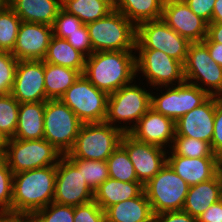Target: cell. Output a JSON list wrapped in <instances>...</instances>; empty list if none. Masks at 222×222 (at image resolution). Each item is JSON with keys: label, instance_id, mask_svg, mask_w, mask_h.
Listing matches in <instances>:
<instances>
[{"label": "cell", "instance_id": "6da1fadb", "mask_svg": "<svg viewBox=\"0 0 222 222\" xmlns=\"http://www.w3.org/2000/svg\"><path fill=\"white\" fill-rule=\"evenodd\" d=\"M56 165L13 174L12 217L29 218L53 202Z\"/></svg>", "mask_w": 222, "mask_h": 222}, {"label": "cell", "instance_id": "7a4b0ae2", "mask_svg": "<svg viewBox=\"0 0 222 222\" xmlns=\"http://www.w3.org/2000/svg\"><path fill=\"white\" fill-rule=\"evenodd\" d=\"M135 54V50L94 52L86 57L83 74L109 95L136 78Z\"/></svg>", "mask_w": 222, "mask_h": 222}, {"label": "cell", "instance_id": "3957f363", "mask_svg": "<svg viewBox=\"0 0 222 222\" xmlns=\"http://www.w3.org/2000/svg\"><path fill=\"white\" fill-rule=\"evenodd\" d=\"M140 81L142 82L136 83L135 78L130 84L108 95L105 122L120 129L123 133H129L151 108L152 89L149 87L147 90L144 87L145 84L140 85L143 80Z\"/></svg>", "mask_w": 222, "mask_h": 222}, {"label": "cell", "instance_id": "277c9868", "mask_svg": "<svg viewBox=\"0 0 222 222\" xmlns=\"http://www.w3.org/2000/svg\"><path fill=\"white\" fill-rule=\"evenodd\" d=\"M94 52L135 50L137 27L115 9L86 24Z\"/></svg>", "mask_w": 222, "mask_h": 222}, {"label": "cell", "instance_id": "5b68a950", "mask_svg": "<svg viewBox=\"0 0 222 222\" xmlns=\"http://www.w3.org/2000/svg\"><path fill=\"white\" fill-rule=\"evenodd\" d=\"M123 132L107 122L83 123L67 159L107 161L120 145Z\"/></svg>", "mask_w": 222, "mask_h": 222}, {"label": "cell", "instance_id": "8992f818", "mask_svg": "<svg viewBox=\"0 0 222 222\" xmlns=\"http://www.w3.org/2000/svg\"><path fill=\"white\" fill-rule=\"evenodd\" d=\"M6 163L13 174L57 165L63 154L47 140H21L9 138L5 141Z\"/></svg>", "mask_w": 222, "mask_h": 222}, {"label": "cell", "instance_id": "52a82bcc", "mask_svg": "<svg viewBox=\"0 0 222 222\" xmlns=\"http://www.w3.org/2000/svg\"><path fill=\"white\" fill-rule=\"evenodd\" d=\"M83 122L60 99H48L44 111V136L63 155L74 146Z\"/></svg>", "mask_w": 222, "mask_h": 222}, {"label": "cell", "instance_id": "ba28073f", "mask_svg": "<svg viewBox=\"0 0 222 222\" xmlns=\"http://www.w3.org/2000/svg\"><path fill=\"white\" fill-rule=\"evenodd\" d=\"M135 53L136 76L141 73L147 87L174 86L185 82L182 62L160 50L135 49Z\"/></svg>", "mask_w": 222, "mask_h": 222}, {"label": "cell", "instance_id": "9c48e42d", "mask_svg": "<svg viewBox=\"0 0 222 222\" xmlns=\"http://www.w3.org/2000/svg\"><path fill=\"white\" fill-rule=\"evenodd\" d=\"M189 185L166 163L165 166L144 185L153 214L183 209Z\"/></svg>", "mask_w": 222, "mask_h": 222}, {"label": "cell", "instance_id": "30bf717a", "mask_svg": "<svg viewBox=\"0 0 222 222\" xmlns=\"http://www.w3.org/2000/svg\"><path fill=\"white\" fill-rule=\"evenodd\" d=\"M83 123L105 122L108 94L97 89L84 74L60 97Z\"/></svg>", "mask_w": 222, "mask_h": 222}, {"label": "cell", "instance_id": "8fae6325", "mask_svg": "<svg viewBox=\"0 0 222 222\" xmlns=\"http://www.w3.org/2000/svg\"><path fill=\"white\" fill-rule=\"evenodd\" d=\"M153 89L161 94L159 92L155 94L152 90L151 108L174 121H177L193 108L201 106L211 97L198 86L186 81L174 86ZM164 90L165 92H163Z\"/></svg>", "mask_w": 222, "mask_h": 222}, {"label": "cell", "instance_id": "7c38bea8", "mask_svg": "<svg viewBox=\"0 0 222 222\" xmlns=\"http://www.w3.org/2000/svg\"><path fill=\"white\" fill-rule=\"evenodd\" d=\"M183 66L186 82L210 96L222 97V67L211 58L202 42L190 43Z\"/></svg>", "mask_w": 222, "mask_h": 222}, {"label": "cell", "instance_id": "4fadbf2b", "mask_svg": "<svg viewBox=\"0 0 222 222\" xmlns=\"http://www.w3.org/2000/svg\"><path fill=\"white\" fill-rule=\"evenodd\" d=\"M190 42L169 27L161 18L137 26L135 49H154L184 64Z\"/></svg>", "mask_w": 222, "mask_h": 222}, {"label": "cell", "instance_id": "5bb4252c", "mask_svg": "<svg viewBox=\"0 0 222 222\" xmlns=\"http://www.w3.org/2000/svg\"><path fill=\"white\" fill-rule=\"evenodd\" d=\"M94 191L79 171L64 155L56 165L55 194L53 202L78 206L93 201Z\"/></svg>", "mask_w": 222, "mask_h": 222}, {"label": "cell", "instance_id": "9a60e30c", "mask_svg": "<svg viewBox=\"0 0 222 222\" xmlns=\"http://www.w3.org/2000/svg\"><path fill=\"white\" fill-rule=\"evenodd\" d=\"M120 145L126 150L139 182L144 186L167 163L168 150L136 140L124 133Z\"/></svg>", "mask_w": 222, "mask_h": 222}, {"label": "cell", "instance_id": "2e32d148", "mask_svg": "<svg viewBox=\"0 0 222 222\" xmlns=\"http://www.w3.org/2000/svg\"><path fill=\"white\" fill-rule=\"evenodd\" d=\"M11 95L20 104L48 100L44 86L43 60L18 61Z\"/></svg>", "mask_w": 222, "mask_h": 222}, {"label": "cell", "instance_id": "e0dca14e", "mask_svg": "<svg viewBox=\"0 0 222 222\" xmlns=\"http://www.w3.org/2000/svg\"><path fill=\"white\" fill-rule=\"evenodd\" d=\"M53 27L42 23L21 22L12 55L19 60H43Z\"/></svg>", "mask_w": 222, "mask_h": 222}, {"label": "cell", "instance_id": "ac0fdd59", "mask_svg": "<svg viewBox=\"0 0 222 222\" xmlns=\"http://www.w3.org/2000/svg\"><path fill=\"white\" fill-rule=\"evenodd\" d=\"M161 19L190 43L202 42L207 37L208 23L184 2H164Z\"/></svg>", "mask_w": 222, "mask_h": 222}, {"label": "cell", "instance_id": "d6986e66", "mask_svg": "<svg viewBox=\"0 0 222 222\" xmlns=\"http://www.w3.org/2000/svg\"><path fill=\"white\" fill-rule=\"evenodd\" d=\"M136 140L170 150L176 134L175 121L150 108L129 132Z\"/></svg>", "mask_w": 222, "mask_h": 222}, {"label": "cell", "instance_id": "ffe728a7", "mask_svg": "<svg viewBox=\"0 0 222 222\" xmlns=\"http://www.w3.org/2000/svg\"><path fill=\"white\" fill-rule=\"evenodd\" d=\"M215 96L175 121V136L191 137L211 144L214 131Z\"/></svg>", "mask_w": 222, "mask_h": 222}, {"label": "cell", "instance_id": "44dd1931", "mask_svg": "<svg viewBox=\"0 0 222 222\" xmlns=\"http://www.w3.org/2000/svg\"><path fill=\"white\" fill-rule=\"evenodd\" d=\"M218 157L188 158L176 155L171 149L167 153V164L189 186L206 182L215 177Z\"/></svg>", "mask_w": 222, "mask_h": 222}, {"label": "cell", "instance_id": "7402d4cb", "mask_svg": "<svg viewBox=\"0 0 222 222\" xmlns=\"http://www.w3.org/2000/svg\"><path fill=\"white\" fill-rule=\"evenodd\" d=\"M8 6L22 22L53 26L62 8V0H8Z\"/></svg>", "mask_w": 222, "mask_h": 222}, {"label": "cell", "instance_id": "603a6c76", "mask_svg": "<svg viewBox=\"0 0 222 222\" xmlns=\"http://www.w3.org/2000/svg\"><path fill=\"white\" fill-rule=\"evenodd\" d=\"M106 222H153L154 214L145 191L105 210Z\"/></svg>", "mask_w": 222, "mask_h": 222}, {"label": "cell", "instance_id": "cb8c5ba5", "mask_svg": "<svg viewBox=\"0 0 222 222\" xmlns=\"http://www.w3.org/2000/svg\"><path fill=\"white\" fill-rule=\"evenodd\" d=\"M144 186L139 181L122 182L116 179H106L94 190L93 200L105 211L108 207L139 196Z\"/></svg>", "mask_w": 222, "mask_h": 222}, {"label": "cell", "instance_id": "d4e9b609", "mask_svg": "<svg viewBox=\"0 0 222 222\" xmlns=\"http://www.w3.org/2000/svg\"><path fill=\"white\" fill-rule=\"evenodd\" d=\"M45 102L21 103L18 123L13 138L21 140L43 139Z\"/></svg>", "mask_w": 222, "mask_h": 222}, {"label": "cell", "instance_id": "484cf974", "mask_svg": "<svg viewBox=\"0 0 222 222\" xmlns=\"http://www.w3.org/2000/svg\"><path fill=\"white\" fill-rule=\"evenodd\" d=\"M221 199L219 182L215 176L209 181L189 186L182 210L198 218L208 207Z\"/></svg>", "mask_w": 222, "mask_h": 222}, {"label": "cell", "instance_id": "4316f807", "mask_svg": "<svg viewBox=\"0 0 222 222\" xmlns=\"http://www.w3.org/2000/svg\"><path fill=\"white\" fill-rule=\"evenodd\" d=\"M164 0H114V9L121 12L136 27L162 17Z\"/></svg>", "mask_w": 222, "mask_h": 222}, {"label": "cell", "instance_id": "83f0119b", "mask_svg": "<svg viewBox=\"0 0 222 222\" xmlns=\"http://www.w3.org/2000/svg\"><path fill=\"white\" fill-rule=\"evenodd\" d=\"M86 57L76 50L66 39L52 36L49 42L44 62L78 70L81 74L85 70Z\"/></svg>", "mask_w": 222, "mask_h": 222}, {"label": "cell", "instance_id": "f1b7e54d", "mask_svg": "<svg viewBox=\"0 0 222 222\" xmlns=\"http://www.w3.org/2000/svg\"><path fill=\"white\" fill-rule=\"evenodd\" d=\"M78 70L44 62V86L47 99H60L79 78Z\"/></svg>", "mask_w": 222, "mask_h": 222}, {"label": "cell", "instance_id": "f546056e", "mask_svg": "<svg viewBox=\"0 0 222 222\" xmlns=\"http://www.w3.org/2000/svg\"><path fill=\"white\" fill-rule=\"evenodd\" d=\"M62 8L86 25L113 11L114 0H62Z\"/></svg>", "mask_w": 222, "mask_h": 222}, {"label": "cell", "instance_id": "4dcf8cb0", "mask_svg": "<svg viewBox=\"0 0 222 222\" xmlns=\"http://www.w3.org/2000/svg\"><path fill=\"white\" fill-rule=\"evenodd\" d=\"M109 177L122 182L139 181L126 150L119 145L107 159Z\"/></svg>", "mask_w": 222, "mask_h": 222}, {"label": "cell", "instance_id": "1f68e13d", "mask_svg": "<svg viewBox=\"0 0 222 222\" xmlns=\"http://www.w3.org/2000/svg\"><path fill=\"white\" fill-rule=\"evenodd\" d=\"M21 22L9 6L0 11V51L12 53Z\"/></svg>", "mask_w": 222, "mask_h": 222}, {"label": "cell", "instance_id": "d6a6232c", "mask_svg": "<svg viewBox=\"0 0 222 222\" xmlns=\"http://www.w3.org/2000/svg\"><path fill=\"white\" fill-rule=\"evenodd\" d=\"M20 103L11 95H0V134L6 140L13 138L18 123Z\"/></svg>", "mask_w": 222, "mask_h": 222}, {"label": "cell", "instance_id": "836d02e7", "mask_svg": "<svg viewBox=\"0 0 222 222\" xmlns=\"http://www.w3.org/2000/svg\"><path fill=\"white\" fill-rule=\"evenodd\" d=\"M170 149L176 155L188 158L219 157L213 152L210 143L191 137L175 136Z\"/></svg>", "mask_w": 222, "mask_h": 222}, {"label": "cell", "instance_id": "e575fe53", "mask_svg": "<svg viewBox=\"0 0 222 222\" xmlns=\"http://www.w3.org/2000/svg\"><path fill=\"white\" fill-rule=\"evenodd\" d=\"M68 160L79 171H82V176L93 191L109 178L108 164L106 161L85 159Z\"/></svg>", "mask_w": 222, "mask_h": 222}, {"label": "cell", "instance_id": "d590c367", "mask_svg": "<svg viewBox=\"0 0 222 222\" xmlns=\"http://www.w3.org/2000/svg\"><path fill=\"white\" fill-rule=\"evenodd\" d=\"M29 219L31 222H74V206L52 202L36 211Z\"/></svg>", "mask_w": 222, "mask_h": 222}, {"label": "cell", "instance_id": "8d00e7d4", "mask_svg": "<svg viewBox=\"0 0 222 222\" xmlns=\"http://www.w3.org/2000/svg\"><path fill=\"white\" fill-rule=\"evenodd\" d=\"M13 172L5 163L0 168V217H12Z\"/></svg>", "mask_w": 222, "mask_h": 222}, {"label": "cell", "instance_id": "74e56055", "mask_svg": "<svg viewBox=\"0 0 222 222\" xmlns=\"http://www.w3.org/2000/svg\"><path fill=\"white\" fill-rule=\"evenodd\" d=\"M17 63L10 52L0 51V95L11 94Z\"/></svg>", "mask_w": 222, "mask_h": 222}, {"label": "cell", "instance_id": "f35d334b", "mask_svg": "<svg viewBox=\"0 0 222 222\" xmlns=\"http://www.w3.org/2000/svg\"><path fill=\"white\" fill-rule=\"evenodd\" d=\"M83 25L78 17L61 8L52 26L53 35L66 39L71 33H74Z\"/></svg>", "mask_w": 222, "mask_h": 222}, {"label": "cell", "instance_id": "ab89813d", "mask_svg": "<svg viewBox=\"0 0 222 222\" xmlns=\"http://www.w3.org/2000/svg\"><path fill=\"white\" fill-rule=\"evenodd\" d=\"M74 222H106L105 211L94 200L74 206Z\"/></svg>", "mask_w": 222, "mask_h": 222}, {"label": "cell", "instance_id": "60d3db41", "mask_svg": "<svg viewBox=\"0 0 222 222\" xmlns=\"http://www.w3.org/2000/svg\"><path fill=\"white\" fill-rule=\"evenodd\" d=\"M66 40L85 57H89L93 53L89 32L85 24L71 33Z\"/></svg>", "mask_w": 222, "mask_h": 222}, {"label": "cell", "instance_id": "b9f144b4", "mask_svg": "<svg viewBox=\"0 0 222 222\" xmlns=\"http://www.w3.org/2000/svg\"><path fill=\"white\" fill-rule=\"evenodd\" d=\"M214 131L211 141L213 152L222 156V97L215 96Z\"/></svg>", "mask_w": 222, "mask_h": 222}, {"label": "cell", "instance_id": "7bdbcfd3", "mask_svg": "<svg viewBox=\"0 0 222 222\" xmlns=\"http://www.w3.org/2000/svg\"><path fill=\"white\" fill-rule=\"evenodd\" d=\"M216 0H187L185 3L200 18L208 24L212 23V14Z\"/></svg>", "mask_w": 222, "mask_h": 222}, {"label": "cell", "instance_id": "ee69618b", "mask_svg": "<svg viewBox=\"0 0 222 222\" xmlns=\"http://www.w3.org/2000/svg\"><path fill=\"white\" fill-rule=\"evenodd\" d=\"M153 222H197V218L179 210L155 214Z\"/></svg>", "mask_w": 222, "mask_h": 222}, {"label": "cell", "instance_id": "f6af8a7d", "mask_svg": "<svg viewBox=\"0 0 222 222\" xmlns=\"http://www.w3.org/2000/svg\"><path fill=\"white\" fill-rule=\"evenodd\" d=\"M197 222H222V199L208 207L197 218Z\"/></svg>", "mask_w": 222, "mask_h": 222}, {"label": "cell", "instance_id": "bcb514c9", "mask_svg": "<svg viewBox=\"0 0 222 222\" xmlns=\"http://www.w3.org/2000/svg\"><path fill=\"white\" fill-rule=\"evenodd\" d=\"M202 42H217L222 44V23H209L207 37Z\"/></svg>", "mask_w": 222, "mask_h": 222}, {"label": "cell", "instance_id": "7dc6e473", "mask_svg": "<svg viewBox=\"0 0 222 222\" xmlns=\"http://www.w3.org/2000/svg\"><path fill=\"white\" fill-rule=\"evenodd\" d=\"M208 49L211 58L222 67V44L217 42H202Z\"/></svg>", "mask_w": 222, "mask_h": 222}, {"label": "cell", "instance_id": "c3c4849f", "mask_svg": "<svg viewBox=\"0 0 222 222\" xmlns=\"http://www.w3.org/2000/svg\"><path fill=\"white\" fill-rule=\"evenodd\" d=\"M212 22L222 23V0L215 1L212 14Z\"/></svg>", "mask_w": 222, "mask_h": 222}, {"label": "cell", "instance_id": "681fc988", "mask_svg": "<svg viewBox=\"0 0 222 222\" xmlns=\"http://www.w3.org/2000/svg\"><path fill=\"white\" fill-rule=\"evenodd\" d=\"M215 176L218 179L219 187L221 191V197H222V156L218 157L217 163H216V174Z\"/></svg>", "mask_w": 222, "mask_h": 222}, {"label": "cell", "instance_id": "f907efd6", "mask_svg": "<svg viewBox=\"0 0 222 222\" xmlns=\"http://www.w3.org/2000/svg\"><path fill=\"white\" fill-rule=\"evenodd\" d=\"M0 222H31L29 218L0 217Z\"/></svg>", "mask_w": 222, "mask_h": 222}, {"label": "cell", "instance_id": "816d5d0a", "mask_svg": "<svg viewBox=\"0 0 222 222\" xmlns=\"http://www.w3.org/2000/svg\"><path fill=\"white\" fill-rule=\"evenodd\" d=\"M6 163V152L4 148H0V168Z\"/></svg>", "mask_w": 222, "mask_h": 222}, {"label": "cell", "instance_id": "f5cc1de1", "mask_svg": "<svg viewBox=\"0 0 222 222\" xmlns=\"http://www.w3.org/2000/svg\"><path fill=\"white\" fill-rule=\"evenodd\" d=\"M8 6V0H0V11Z\"/></svg>", "mask_w": 222, "mask_h": 222}, {"label": "cell", "instance_id": "db71d44e", "mask_svg": "<svg viewBox=\"0 0 222 222\" xmlns=\"http://www.w3.org/2000/svg\"><path fill=\"white\" fill-rule=\"evenodd\" d=\"M5 139L2 137V135L0 134V148H5Z\"/></svg>", "mask_w": 222, "mask_h": 222}, {"label": "cell", "instance_id": "11a10c76", "mask_svg": "<svg viewBox=\"0 0 222 222\" xmlns=\"http://www.w3.org/2000/svg\"><path fill=\"white\" fill-rule=\"evenodd\" d=\"M187 0H164V2H170V3H181V2H186Z\"/></svg>", "mask_w": 222, "mask_h": 222}]
</instances>
